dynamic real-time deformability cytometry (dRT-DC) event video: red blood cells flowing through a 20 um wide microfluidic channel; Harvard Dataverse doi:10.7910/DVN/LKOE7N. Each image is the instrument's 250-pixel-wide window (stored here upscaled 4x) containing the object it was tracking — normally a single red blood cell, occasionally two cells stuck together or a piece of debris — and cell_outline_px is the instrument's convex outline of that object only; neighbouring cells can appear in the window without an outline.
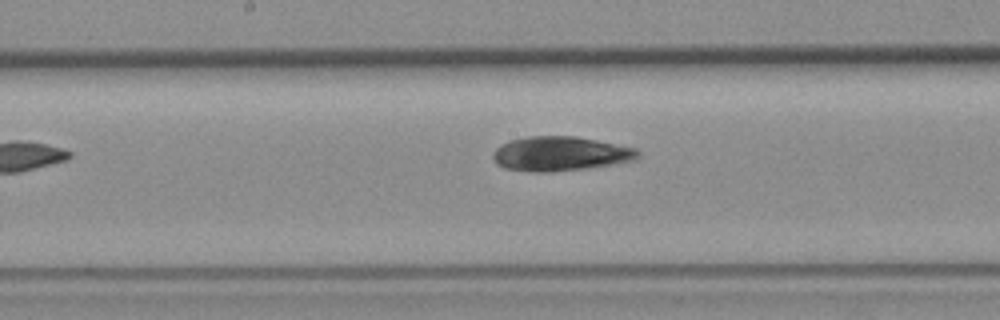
{"species": "common noctule bat (a hibernating species)", "species_latin": "Nyctalus noctula", "temperature_condition": "room temperature", "stored_images_in_passage": 13, "camera_frame_rate_fps": 3000, "um_per_image_px": 0.085, "animal": {"sex": "female", "body_mass_g": 19.3, "forearm_length_mm": 54.1}, "frame": {"image": 1, "passage_image": 8, "time_ms": 9.667, "image_size_px": [1000, 320], "cell_outline_px": [[640, 156], [632, 160], [612, 164], [588, 168], [552, 172], [532, 172], [504, 168], [496, 164], [492, 156], [492, 152], [500, 144], [512, 140], [528, 136], [576, 136], [636, 148], [640, 152]], "centroid_in_image_um": [47.59, 13.07], "position_along_channel_um": 200.6, "area_um2": 29.13}}
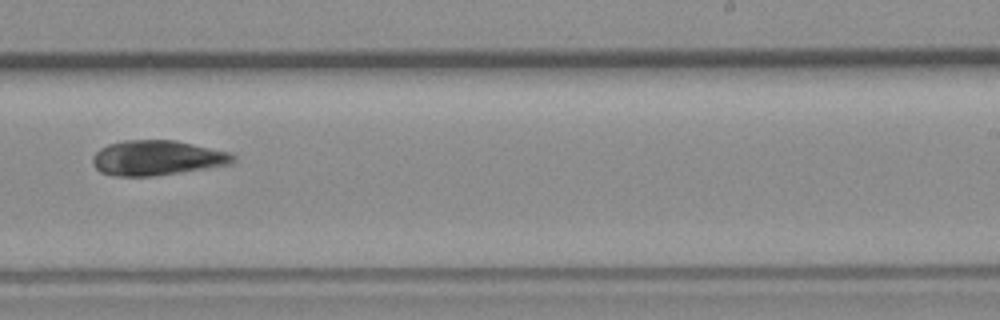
{"frame": {"image": 2, "passage_image": 10, "time_ms": 11.667, "image_size_px": [1000, 320], "cell_outline_px": [[236, 160], [232, 164], [180, 172], [152, 176], [112, 176], [100, 172], [92, 164], [92, 156], [100, 148], [108, 144], [124, 140], [176, 140], [232, 152], [236, 156]], "centroid_in_image_um": [13.36, 13.41], "position_along_channel_um": 275.6, "area_um2": 28.9}}